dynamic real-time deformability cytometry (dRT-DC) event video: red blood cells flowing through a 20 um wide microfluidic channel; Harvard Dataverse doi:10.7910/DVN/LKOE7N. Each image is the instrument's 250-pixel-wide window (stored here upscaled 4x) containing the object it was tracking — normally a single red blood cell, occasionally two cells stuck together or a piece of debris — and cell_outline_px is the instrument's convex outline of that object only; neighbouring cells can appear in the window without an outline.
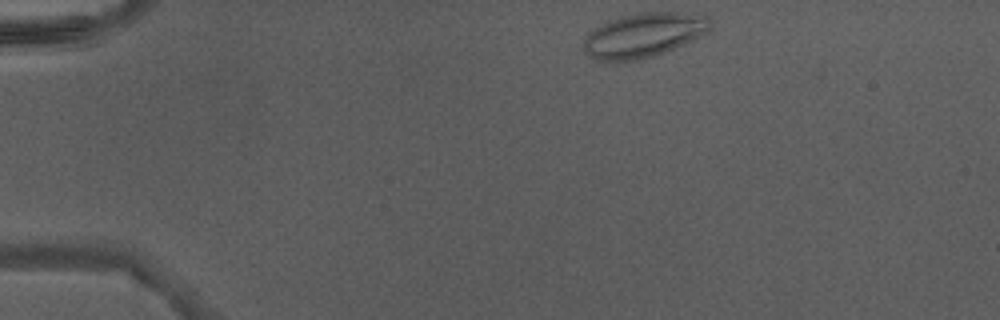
{"species": "Egyptian fruit bat (a non-hibernating species)", "species_latin": "Rousettus aegyptiacus", "temperature_condition": "warm", "stored_images_in_passage": 8, "camera_frame_rate_fps": 3000, "um_per_image_px": 0.085, "animal": {"sex": "male"}, "frame": {"image": 1, "passage_image": 1, "time_ms": 0.0, "image_size_px": [1000, 320], "cell_outline_px": [[708, 32], [684, 44], [656, 56], [640, 60], [616, 64], [608, 64], [596, 60], [588, 56], [584, 52], [584, 40], [588, 32], [592, 28], [600, 24], [624, 16], [640, 12], [680, 12], [708, 16]], "centroid_in_image_um": [54.62, 3.04], "position_along_channel_um": 30.4, "area_um2": 33.35}}